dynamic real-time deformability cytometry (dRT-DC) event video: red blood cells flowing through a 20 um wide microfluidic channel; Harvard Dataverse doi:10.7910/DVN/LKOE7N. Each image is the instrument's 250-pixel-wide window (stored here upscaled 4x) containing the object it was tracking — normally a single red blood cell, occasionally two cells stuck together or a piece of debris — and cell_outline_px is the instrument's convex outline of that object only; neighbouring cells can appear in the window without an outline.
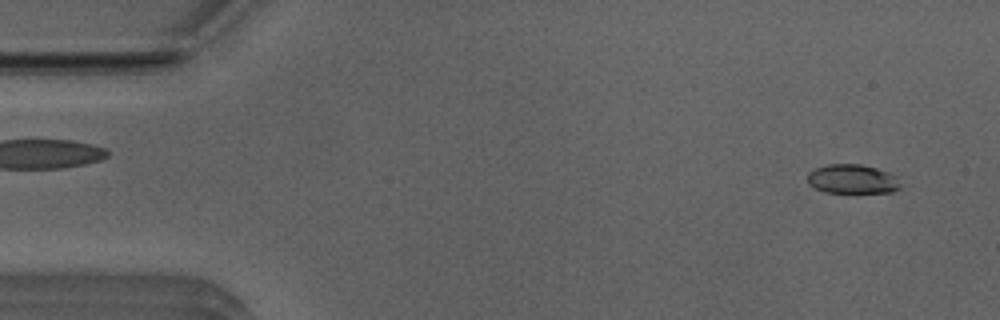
{"species": "Egyptian fruit bat (a non-hibernating species)", "species_latin": "Rousettus aegyptiacus", "temperature_condition": "room temperature", "stored_images_in_passage": 51, "camera_frame_rate_fps": 3000, "um_per_image_px": 0.085, "animal": {"sex": "male"}, "frame": {"image": 1, "passage_image": 3, "time_ms": 0.667, "image_size_px": [1000, 320], "cell_outline_px": [[900, 188], [892, 192], [824, 192], [808, 184], [808, 172], [816, 168], [828, 164], [860, 164], [876, 168], [888, 172], [900, 184]], "centroid_in_image_um": [72.4, 15.22], "position_along_channel_um": 12.6, "area_um2": 15.55}}
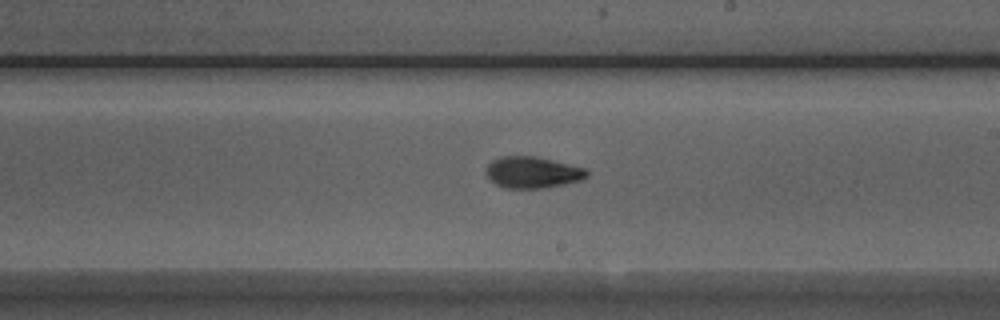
{"frame": {"image": 2, "passage_image": 29, "time_ms": 9.333, "image_size_px": [1000, 320], "cell_outline_px": [[588, 176], [580, 180], [564, 184], [540, 188], [504, 188], [496, 184], [484, 172], [488, 164], [492, 160], [500, 156], [536, 156], [584, 168], [588, 172]], "centroid_in_image_um": [45.23, 14.64], "position_along_channel_um": 243.8, "area_um2": 18.32}}
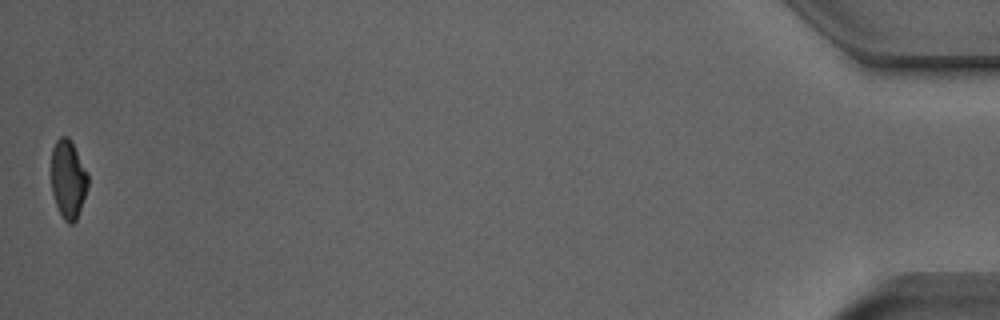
{"frame": {"image": 3, "passage_image": 51, "time_ms": 16.667, "image_size_px": [1000, 320], "cell_outline_px": [[88, 188], [76, 220], [72, 224], [68, 224], [64, 220], [56, 204], [52, 192], [52, 148], [56, 140], [60, 136], [68, 136], [88, 172]], "centroid_in_image_um": [5.8, 15.23], "position_along_channel_um": 429.4, "area_um2": 16.7}, "authors_computed_cell_mechanics": {"area_um2": 17.8602, "velocity_mm_per_s": 3.9448, "shape_relaxation_time_tau1_ms": 4.5153, "shape_relaxation_time_tau2_ms": 2.26, "deformation_change_tau1": 0.1487, "deformation_change_tau2": 0.0807}}